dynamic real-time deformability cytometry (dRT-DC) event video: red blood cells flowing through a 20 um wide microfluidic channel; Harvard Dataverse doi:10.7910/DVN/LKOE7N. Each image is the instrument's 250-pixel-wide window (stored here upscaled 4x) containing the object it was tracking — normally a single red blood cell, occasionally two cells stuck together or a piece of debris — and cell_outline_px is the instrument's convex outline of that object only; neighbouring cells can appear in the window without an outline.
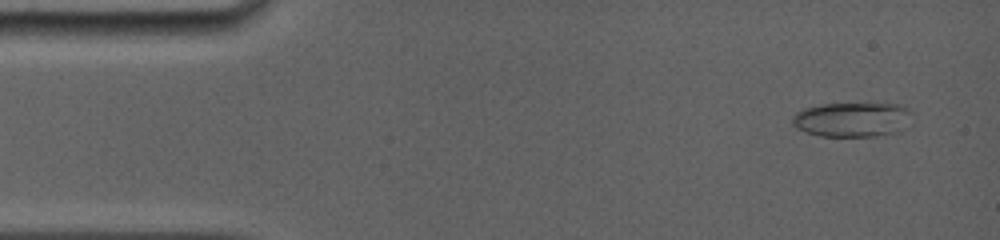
{"species": "common noctule bat (a hibernating species)", "species_latin": "Nyctalus noctula", "temperature_condition": "room temperature", "stored_images_in_passage": 11, "camera_frame_rate_fps": 5000, "um_per_image_px": 0.085, "animal": {"sex": "female", "body_mass_g": 19.0, "forearm_length_mm": 56.7}, "frame": {"image": 1, "passage_image": 2, "time_ms": 0.8, "image_size_px": [1000, 240], "cell_outline_px": [[912, 112], [896, 132], [876, 136], [820, 136], [804, 132], [792, 124], [792, 116], [796, 112], [804, 108], [820, 104], [904, 104]], "centroid_in_image_um": [72.35, 10.15], "position_along_channel_um": 12.6, "area_um2": 23.81}}
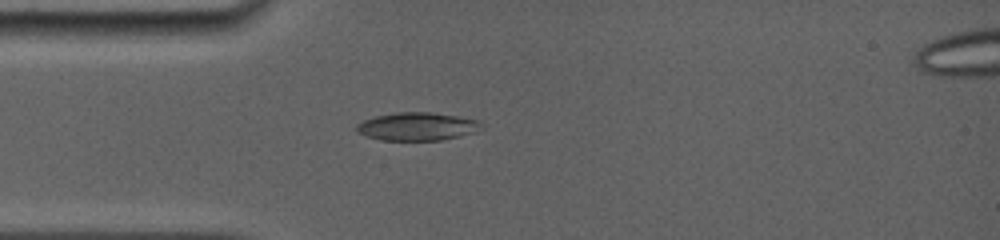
{"frame": {"image": 2, "passage_image": 10, "time_ms": 4.0, "image_size_px": [1000, 240], "cell_outline_px": [[480, 124], [476, 132], [460, 136], [440, 140], [380, 140], [364, 136], [356, 132], [356, 124], [364, 120], [376, 116], [396, 112], [432, 112], [460, 116], [480, 120]], "centroid_in_image_um": [35.43, 10.74], "position_along_channel_um": 49.6, "area_um2": 20.52}}